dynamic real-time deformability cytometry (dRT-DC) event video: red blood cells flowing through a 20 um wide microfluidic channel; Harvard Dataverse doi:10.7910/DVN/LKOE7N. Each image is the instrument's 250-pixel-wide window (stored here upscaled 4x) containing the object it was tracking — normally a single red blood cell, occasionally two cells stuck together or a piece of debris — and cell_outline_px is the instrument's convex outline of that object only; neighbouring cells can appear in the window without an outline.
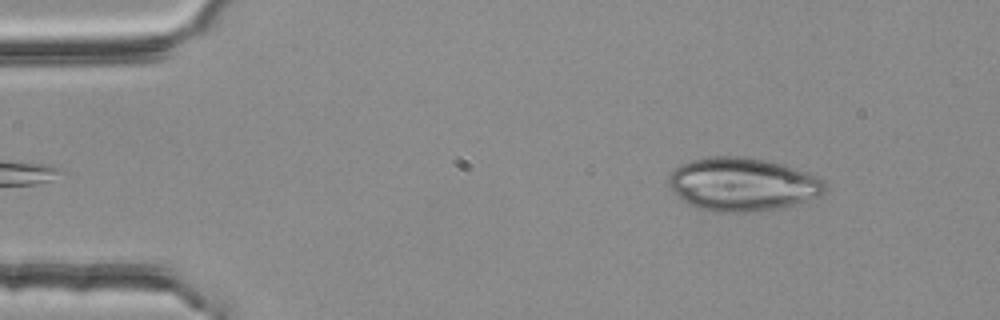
{"species": "common noctule bat (a hibernating species)", "species_latin": "Nyctalus noctula", "temperature_condition": "room temperature", "stored_images_in_passage": 51, "camera_frame_rate_fps": 3000, "um_per_image_px": 0.085, "animal": {"sex": "female", "body_mass_g": 25.1}, "frame": {"image": 1, "passage_image": 4, "time_ms": 1.0, "image_size_px": [1000, 320], "cell_outline_px": [[828, 188], [820, 196], [792, 204], [776, 208], [744, 212], [712, 212], [696, 208], [688, 204], [668, 184], [668, 176], [680, 164], [692, 160], [712, 156], [744, 156], [784, 164], [824, 180]], "centroid_in_image_um": [63.09, 15.66], "position_along_channel_um": 21.9, "area_um2": 48.21}}
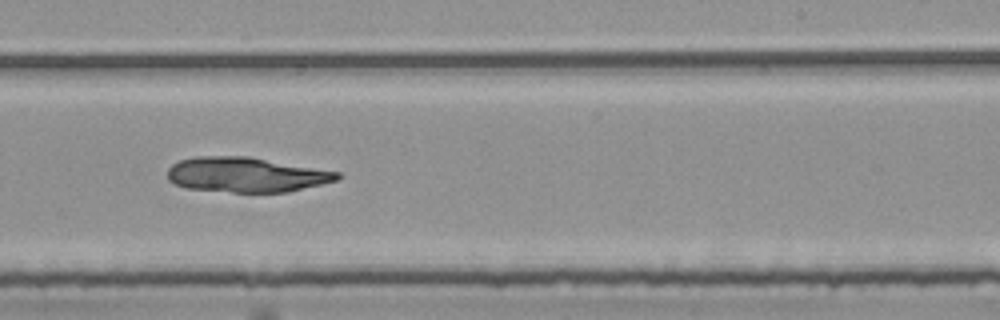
{"frame": {"image": 2, "passage_image": 30, "time_ms": 9.667, "image_size_px": [1000, 320], "cell_outline_px": [[340, 176], [336, 180], [288, 192], [232, 192], [188, 188], [176, 184], [168, 180], [168, 168], [172, 164], [180, 160], [196, 156], [248, 156], [340, 172]], "centroid_in_image_um": [20.9, 14.84], "position_along_channel_um": 268.1, "area_um2": 34.33}}
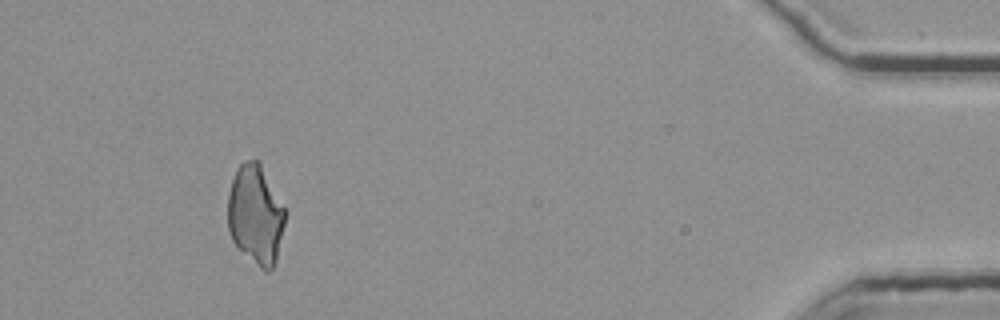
{"frame": {"image": 3, "passage_image": 47, "time_ms": 15.333, "image_size_px": [1000, 320], "cell_outline_px": [[288, 212], [276, 260], [272, 268], [268, 272], [264, 272], [232, 240], [228, 228], [228, 192], [236, 168], [244, 160], [260, 160]], "centroid_in_image_um": [21.76, 18.19], "position_along_channel_um": 413.4, "area_um2": 33.7}}